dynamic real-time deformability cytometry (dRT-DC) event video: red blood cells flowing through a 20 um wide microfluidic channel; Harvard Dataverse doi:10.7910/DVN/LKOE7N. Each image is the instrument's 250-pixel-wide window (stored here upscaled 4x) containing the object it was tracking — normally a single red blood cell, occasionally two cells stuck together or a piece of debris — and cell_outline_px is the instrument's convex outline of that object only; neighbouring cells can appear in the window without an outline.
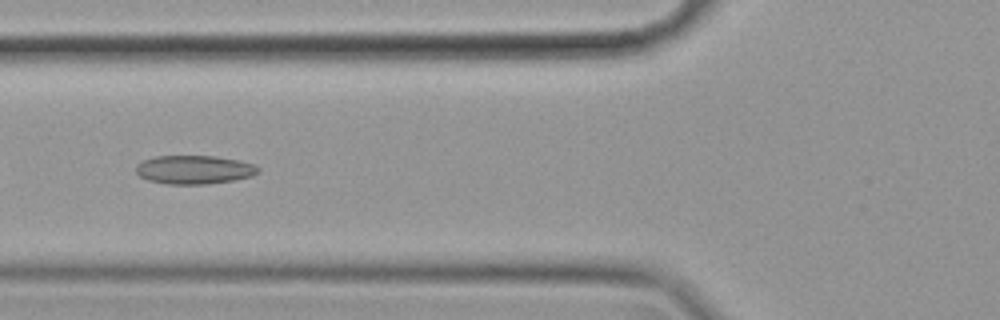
{"species": "common noctule bat (a hibernating species)", "species_latin": "Nyctalus noctula", "temperature_condition": "cold", "stored_images_in_passage": 56, "segment_of_instrument_passage": [2, 2], "camera_frame_rate_fps": 3000, "um_per_image_px": 0.085, "animal": {"sex": "female", "body_mass_g": 19.9}, "frame": {"image": 1, "passage_image": 21, "time_ms": 6.667, "image_size_px": [1000, 320], "cell_outline_px": [[260, 172], [252, 176], [232, 180], [208, 184], [168, 184], [148, 180], [140, 176], [136, 172], [136, 164], [144, 160], [156, 156], [216, 156], [240, 160], [256, 164], [260, 168]], "centroid_in_image_um": [16.55, 14.41], "position_along_channel_um": 109.3, "area_um2": 20.52}}
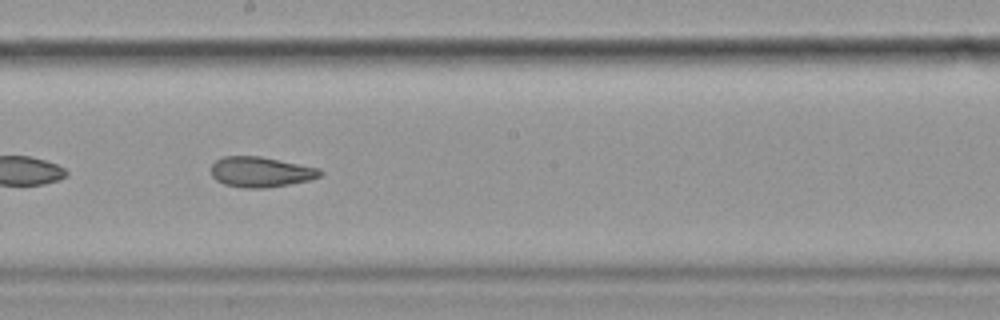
{"frame": {"image": 2, "passage_image": 31, "time_ms": 10.0, "image_size_px": [1000, 320], "cell_outline_px": [[324, 172], [320, 176], [308, 180], [288, 184], [264, 188], [244, 188], [224, 184], [216, 180], [212, 176], [212, 164], [216, 160], [224, 156], [260, 156], [320, 168]], "centroid_in_image_um": [22.16, 14.61], "position_along_channel_um": 226.0, "area_um2": 19.19}}
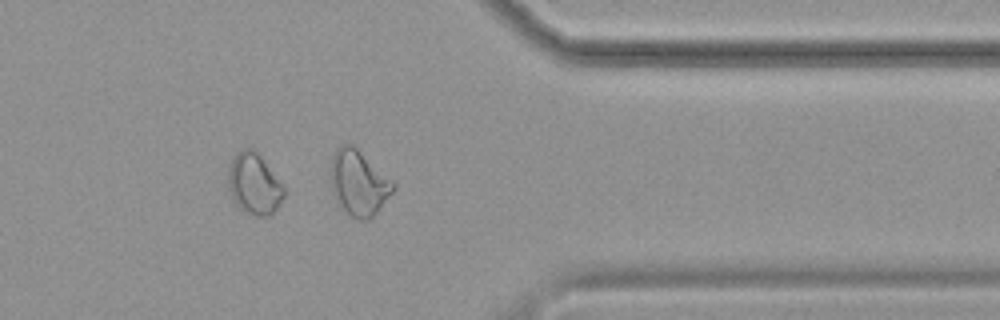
{"frame": {"image": 3, "passage_image": 45, "time_ms": 14.667, "image_size_px": [1000, 320], "cell_outline_px": [[284, 196], [276, 208], [268, 216], [256, 216], [244, 212], [232, 200], [228, 188], [228, 164], [236, 152], [244, 148], [252, 148], [260, 156], [284, 184]], "centroid_in_image_um": [21.57, 15.62], "position_along_channel_um": 389.8, "area_um2": 20.06}}